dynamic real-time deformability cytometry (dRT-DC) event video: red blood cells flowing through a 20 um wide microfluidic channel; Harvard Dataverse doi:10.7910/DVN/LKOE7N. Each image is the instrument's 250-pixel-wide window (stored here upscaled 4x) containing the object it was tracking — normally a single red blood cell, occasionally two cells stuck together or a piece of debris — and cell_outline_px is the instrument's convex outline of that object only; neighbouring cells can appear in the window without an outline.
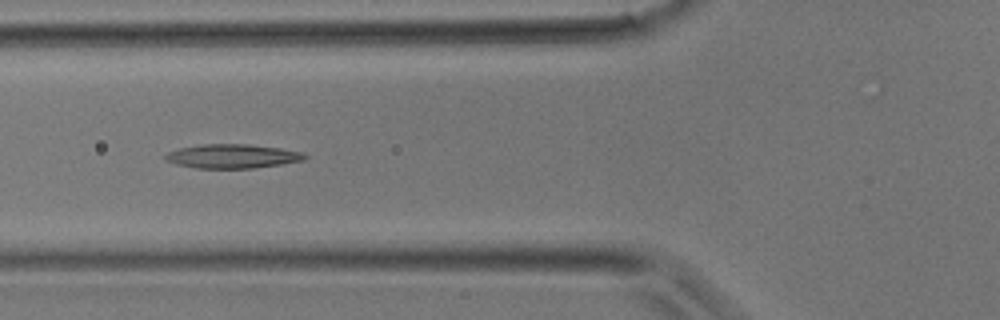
{"species": "common noctule bat (a hibernating species)", "species_latin": "Nyctalus noctula", "temperature_condition": "room temperature", "stored_images_in_passage": 18, "camera_frame_rate_fps": 3000, "um_per_image_px": 0.085, "animal": {"sex": "male", "body_mass_g": 17.9}, "frame": {"image": 1, "passage_image": 7, "time_ms": 2.0, "image_size_px": [1000, 320], "cell_outline_px": [[308, 156], [304, 160], [280, 164], [252, 168], [196, 168], [176, 164], [164, 160], [164, 156], [168, 152], [180, 148], [200, 144], [248, 144], [280, 148], [304, 152]], "centroid_in_image_um": [19.75, 13.27], "position_along_channel_um": 106.1, "area_um2": 19.54}}